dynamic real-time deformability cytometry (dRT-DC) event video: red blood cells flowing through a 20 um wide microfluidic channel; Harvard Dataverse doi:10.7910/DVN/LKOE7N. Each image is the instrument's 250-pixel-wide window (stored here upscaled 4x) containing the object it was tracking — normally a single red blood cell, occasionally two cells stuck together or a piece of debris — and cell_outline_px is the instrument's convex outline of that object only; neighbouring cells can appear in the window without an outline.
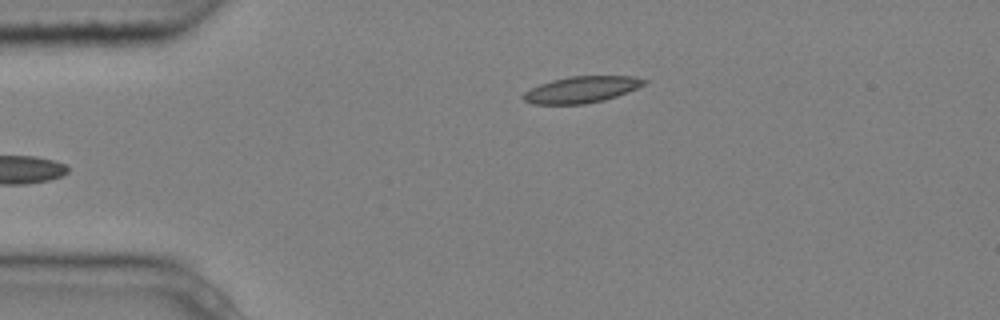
{"species": "common noctule bat (a hibernating species)", "species_latin": "Nyctalus noctula", "temperature_condition": "cold", "stored_images_in_passage": 5, "camera_frame_rate_fps": 3000, "um_per_image_px": 0.085, "animal": {"sex": "male", "body_mass_g": 20.4}, "frame": {"image": 1, "passage_image": 5, "time_ms": 1.333, "image_size_px": [1000, 320], "cell_outline_px": [[648, 80], [644, 84], [628, 92], [604, 100], [584, 104], [532, 104], [524, 100], [520, 96], [524, 92], [540, 84], [552, 80], [568, 76], [632, 76]], "centroid_in_image_um": [49.4, 7.61], "position_along_channel_um": 35.6, "area_um2": 18.55}}